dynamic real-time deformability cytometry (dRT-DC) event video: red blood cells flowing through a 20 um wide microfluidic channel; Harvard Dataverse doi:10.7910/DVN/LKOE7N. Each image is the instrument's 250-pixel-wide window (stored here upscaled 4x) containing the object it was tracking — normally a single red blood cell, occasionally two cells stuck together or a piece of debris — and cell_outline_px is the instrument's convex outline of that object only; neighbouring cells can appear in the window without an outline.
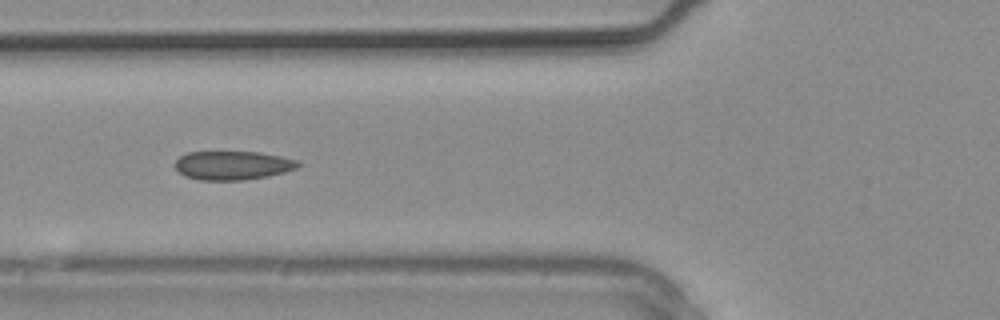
{"species": "common noctule bat (a hibernating species)", "species_latin": "Nyctalus noctula", "temperature_condition": "warm", "stored_images_in_passage": 10, "camera_frame_rate_fps": 3000, "um_per_image_px": 0.085, "animal": {"sex": "male", "body_mass_g": 20.4}, "frame": {"image": 1, "passage_image": 5, "time_ms": 1.333, "image_size_px": [1000, 320], "cell_outline_px": [[300, 164], [296, 168], [284, 172], [268, 176], [244, 180], [200, 180], [184, 176], [176, 168], [176, 160], [180, 156], [188, 152], [260, 152], [280, 156], [296, 160]], "centroid_in_image_um": [19.77, 14.06], "position_along_channel_um": 106.0, "area_um2": 20.52}}